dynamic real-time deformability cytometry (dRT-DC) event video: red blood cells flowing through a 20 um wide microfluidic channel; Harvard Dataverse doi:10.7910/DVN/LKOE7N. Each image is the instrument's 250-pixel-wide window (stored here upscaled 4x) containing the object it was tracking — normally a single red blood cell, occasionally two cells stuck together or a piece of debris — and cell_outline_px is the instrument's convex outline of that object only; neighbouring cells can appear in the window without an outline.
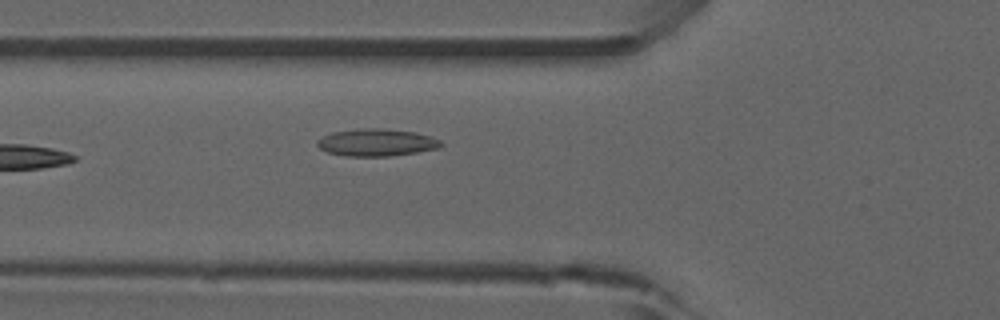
{"species": "common noctule bat (a hibernating species)", "species_latin": "Nyctalus noctula", "temperature_condition": "room temperature", "stored_images_in_passage": 23, "camera_frame_rate_fps": 3000, "um_per_image_px": 0.085, "animal": {"sex": "male", "forearm_length_mm": 52.5}, "frame": {"image": 1, "passage_image": 4, "time_ms": 1.0, "image_size_px": [1000, 320], "cell_outline_px": [[444, 144], [436, 148], [416, 152], [388, 156], [344, 156], [328, 152], [320, 148], [316, 144], [316, 140], [332, 132], [364, 128], [380, 128], [416, 132], [440, 140]], "centroid_in_image_um": [31.97, 12.11], "position_along_channel_um": 93.8, "area_um2": 19.48}}